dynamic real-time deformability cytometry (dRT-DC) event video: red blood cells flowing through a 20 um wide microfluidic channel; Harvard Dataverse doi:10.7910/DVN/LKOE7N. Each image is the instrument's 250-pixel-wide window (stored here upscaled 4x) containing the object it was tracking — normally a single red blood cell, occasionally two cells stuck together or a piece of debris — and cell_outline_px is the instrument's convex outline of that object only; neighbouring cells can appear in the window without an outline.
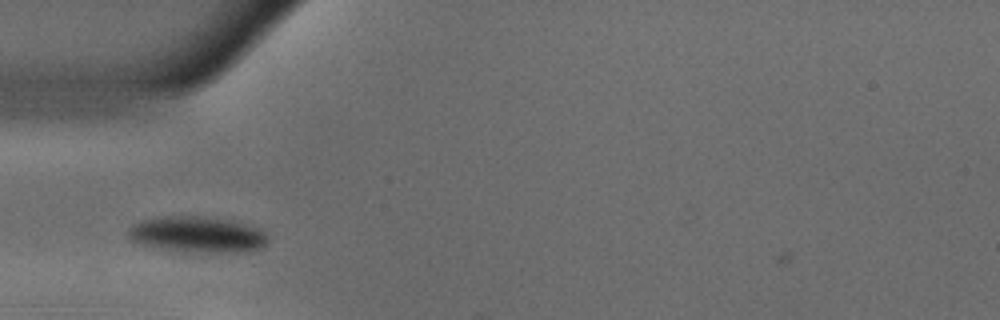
{"species": "common noctule bat (a hibernating species)", "species_latin": "Nyctalus noctula", "temperature_condition": "warm", "stored_images_in_passage": 39, "camera_frame_rate_fps": 3000, "um_per_image_px": 0.085, "animal": {"sex": "male", "body_mass_g": 18.8}, "frame": {"image": 1, "passage_image": 1, "time_ms": 0.0, "image_size_px": [1000, 320], "cell_outline_px": [[268, 240], [260, 248], [244, 252], [200, 252], [152, 248], [140, 244], [132, 240], [128, 236], [128, 228], [132, 224], [144, 220], [168, 216], [204, 216], [232, 220], [264, 228], [268, 232]], "centroid_in_image_um": [16.83, 19.93], "position_along_channel_um": 68.2, "area_um2": 29.71}}
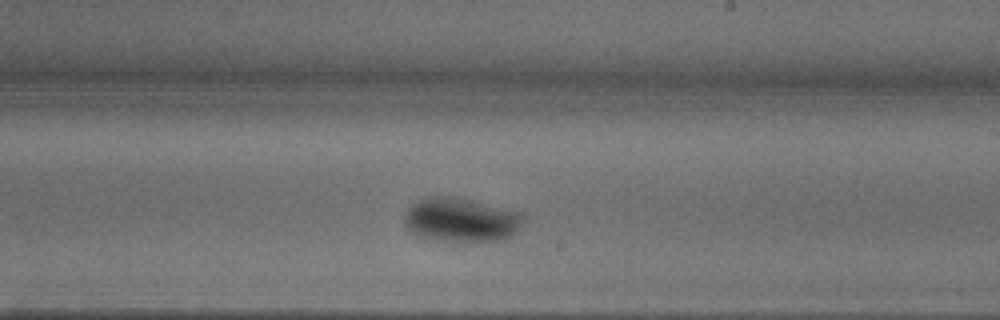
{"frame": {"image": 2, "passage_image": 16, "time_ms": 5.0, "image_size_px": [1000, 320], "cell_outline_px": [[524, 220], [516, 232], [512, 236], [504, 240], [464, 244], [424, 240], [412, 232], [408, 228], [404, 220], [404, 216], [408, 208], [416, 200], [424, 196], [456, 196], [520, 212], [524, 216]], "centroid_in_image_um": [39.17, 18.74], "position_along_channel_um": 249.8, "area_um2": 31.85}}
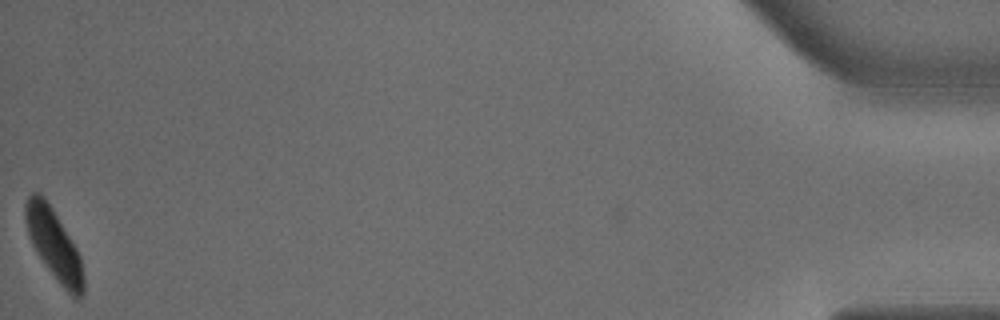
{"frame": {"image": 3, "passage_image": 39, "time_ms": 12.667, "image_size_px": [1000, 320], "cell_outline_px": [[84, 292], [80, 296], [72, 296], [60, 284], [36, 252], [28, 236], [24, 216], [24, 204], [28, 196], [32, 192], [40, 192], [44, 196], [76, 248], [80, 256], [84, 276]], "centroid_in_image_um": [4.55, 20.74], "position_along_channel_um": 430.6, "area_um2": 23.47}, "authors_computed_cell_mechanics": {"area_um2": 27.9752, "velocity_mm_per_s": 3.6278, "shape_relaxation_time_tau1_ms": 4.5328, "shape_relaxation_time_tau2_ms": null, "deformation_change_tau1": 0.1768, "deformation_change_tau2": null}}